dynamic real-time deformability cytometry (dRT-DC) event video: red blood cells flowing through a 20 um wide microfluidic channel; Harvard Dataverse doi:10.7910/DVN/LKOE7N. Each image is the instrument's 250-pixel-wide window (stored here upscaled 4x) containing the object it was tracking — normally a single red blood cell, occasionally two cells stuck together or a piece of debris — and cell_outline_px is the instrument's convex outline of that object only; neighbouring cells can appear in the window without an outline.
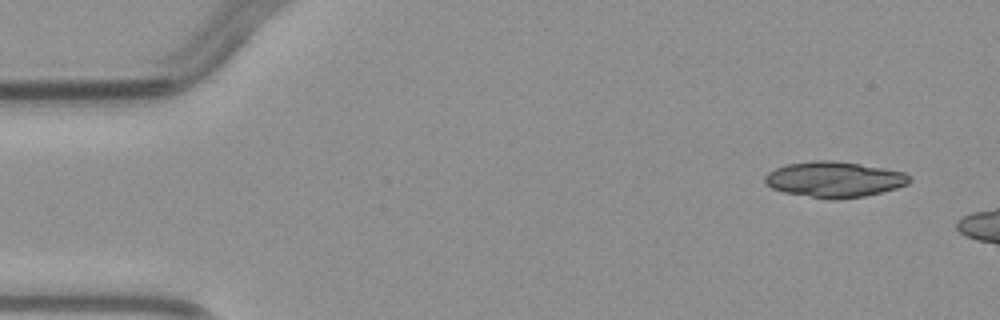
{"species": "common noctule bat (a hibernating species)", "species_latin": "Nyctalus noctula", "temperature_condition": "warm", "stored_images_in_passage": 3, "camera_frame_rate_fps": 3000, "um_per_image_px": 0.085, "animal": {"sex": "male", "body_mass_g": 23.1, "forearm_length_mm": 52.7}, "frame": {"image": 1, "passage_image": 1, "time_ms": 0.0, "image_size_px": [1000, 320], "cell_outline_px": [[912, 180], [908, 184], [896, 188], [864, 196], [836, 200], [828, 200], [784, 192], [772, 188], [764, 184], [764, 176], [768, 172], [776, 168], [788, 164], [812, 160], [832, 160], [860, 164], [904, 172], [912, 176]], "centroid_in_image_um": [70.9, 15.25], "position_along_channel_um": 14.1, "area_um2": 30.23}}